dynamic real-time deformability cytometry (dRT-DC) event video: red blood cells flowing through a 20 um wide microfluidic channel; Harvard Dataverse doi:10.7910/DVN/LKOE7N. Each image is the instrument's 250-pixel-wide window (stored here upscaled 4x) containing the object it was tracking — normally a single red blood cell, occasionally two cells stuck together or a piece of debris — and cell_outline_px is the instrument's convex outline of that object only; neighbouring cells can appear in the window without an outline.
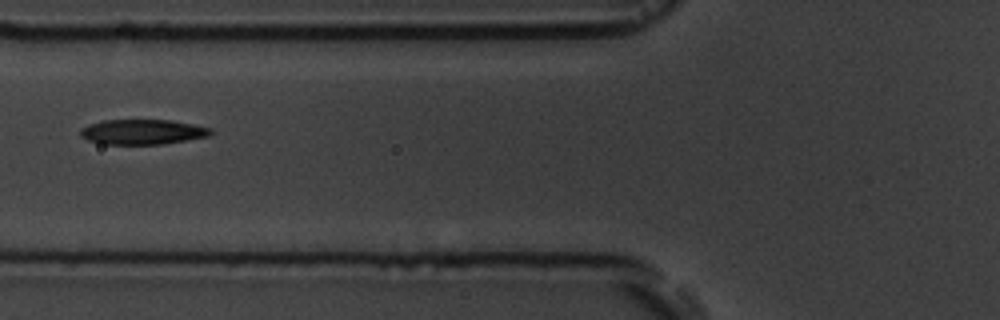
{"species": "common noctule bat (a hibernating species)", "species_latin": "Nyctalus noctula", "temperature_condition": "room temperature", "stored_images_in_passage": 6, "camera_frame_rate_fps": 3000, "um_per_image_px": 0.085, "animal": {"sex": "male", "body_mass_g": 19.5, "forearm_length_mm": 54.6}, "frame": {"image": 1, "passage_image": 6, "time_ms": 6.667, "image_size_px": [1000, 320], "cell_outline_px": [[212, 132], [208, 136], [188, 140], [164, 144], [104, 144], [88, 140], [80, 136], [80, 128], [104, 120], [172, 120], [212, 128]], "centroid_in_image_um": [12.13, 11.21], "position_along_channel_um": 113.7, "area_um2": 18.96}}